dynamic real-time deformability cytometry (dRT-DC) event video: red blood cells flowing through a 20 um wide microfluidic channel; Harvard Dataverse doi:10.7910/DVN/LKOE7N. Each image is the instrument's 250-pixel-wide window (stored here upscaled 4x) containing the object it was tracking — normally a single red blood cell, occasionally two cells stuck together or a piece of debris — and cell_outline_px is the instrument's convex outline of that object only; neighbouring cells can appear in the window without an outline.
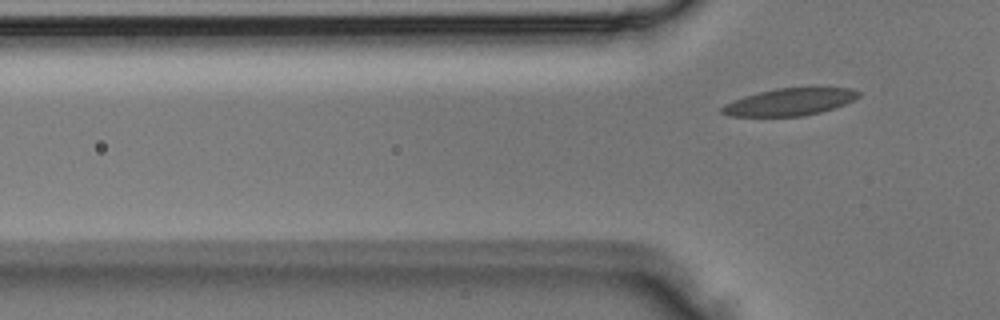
{"species": "Egyptian fruit bat (a non-hibernating species)", "species_latin": "Rousettus aegyptiacus", "temperature_condition": "room temperature", "stored_images_in_passage": 5, "camera_frame_rate_fps": 3000, "um_per_image_px": 0.085, "animal": {"sex": "male"}, "frame": {"image": 1, "passage_image": 5, "time_ms": 1.333, "image_size_px": [1000, 320], "cell_outline_px": [[860, 96], [844, 104], [820, 112], [800, 116], [728, 116], [720, 112], [720, 108], [724, 104], [744, 96], [776, 88], [852, 88], [860, 92]], "centroid_in_image_um": [67.08, 8.66], "position_along_channel_um": 58.7, "area_um2": 21.39}}